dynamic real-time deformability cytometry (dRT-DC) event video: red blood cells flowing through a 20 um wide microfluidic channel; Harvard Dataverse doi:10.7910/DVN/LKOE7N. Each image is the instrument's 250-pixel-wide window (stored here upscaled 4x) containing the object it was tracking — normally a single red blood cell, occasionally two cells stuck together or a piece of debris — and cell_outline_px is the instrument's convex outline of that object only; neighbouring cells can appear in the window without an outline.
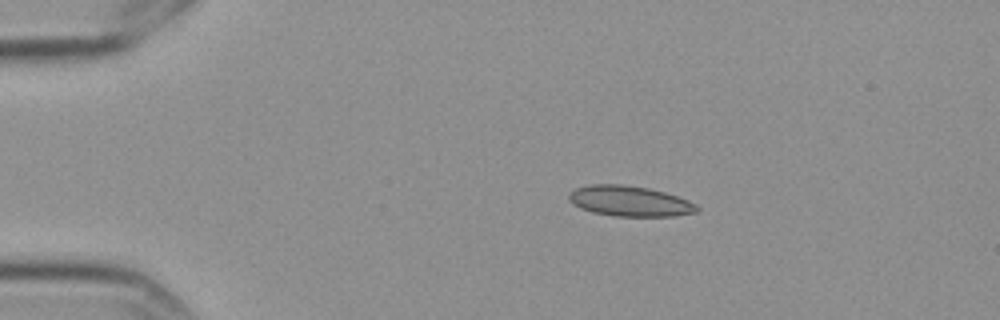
{"species": "Egyptian fruit bat (a non-hibernating species)", "species_latin": "Rousettus aegyptiacus", "temperature_condition": "cold", "stored_images_in_passage": 4, "camera_frame_rate_fps": 3000, "um_per_image_px": 0.085, "frame": {"image": 1, "passage_image": 3, "time_ms": 0.667, "image_size_px": [1000, 320], "cell_outline_px": [[700, 208], [696, 212], [676, 216], [612, 216], [592, 212], [580, 208], [572, 204], [568, 200], [568, 192], [572, 188], [588, 184], [620, 184], [648, 188], [664, 192], [688, 200], [696, 204]], "centroid_in_image_um": [53.46, 17.09], "position_along_channel_um": 31.5, "area_um2": 23.0}}